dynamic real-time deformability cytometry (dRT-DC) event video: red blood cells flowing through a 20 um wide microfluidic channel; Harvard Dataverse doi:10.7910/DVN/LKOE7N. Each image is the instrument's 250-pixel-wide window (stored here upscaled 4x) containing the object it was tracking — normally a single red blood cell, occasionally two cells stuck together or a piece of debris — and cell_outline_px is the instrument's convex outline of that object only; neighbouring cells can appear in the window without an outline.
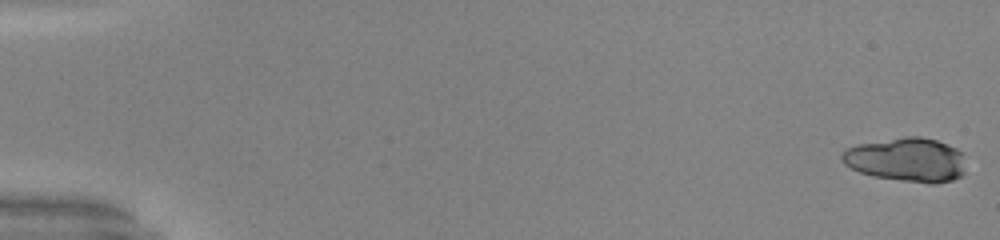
{"species": "common noctule bat (a hibernating species)", "species_latin": "Nyctalus noctula", "temperature_condition": "warm", "stored_images_in_passage": 48, "camera_frame_rate_fps": 3000, "um_per_image_px": 0.085, "animal": {"sex": "male", "body_mass_g": 20.0, "forearm_length_mm": 53.3}, "frame": {"image": 1, "passage_image": 1, "time_ms": 0.0, "image_size_px": [1000, 240], "cell_outline_px": [[964, 172], [960, 176], [952, 180], [936, 184], [928, 184], [872, 176], [860, 172], [844, 164], [840, 160], [840, 156], [844, 148], [856, 144], [904, 136], [920, 136], [936, 140], [956, 148], [964, 152]], "centroid_in_image_um": [77.05, 13.57], "position_along_channel_um": 8.0, "area_um2": 32.25}}